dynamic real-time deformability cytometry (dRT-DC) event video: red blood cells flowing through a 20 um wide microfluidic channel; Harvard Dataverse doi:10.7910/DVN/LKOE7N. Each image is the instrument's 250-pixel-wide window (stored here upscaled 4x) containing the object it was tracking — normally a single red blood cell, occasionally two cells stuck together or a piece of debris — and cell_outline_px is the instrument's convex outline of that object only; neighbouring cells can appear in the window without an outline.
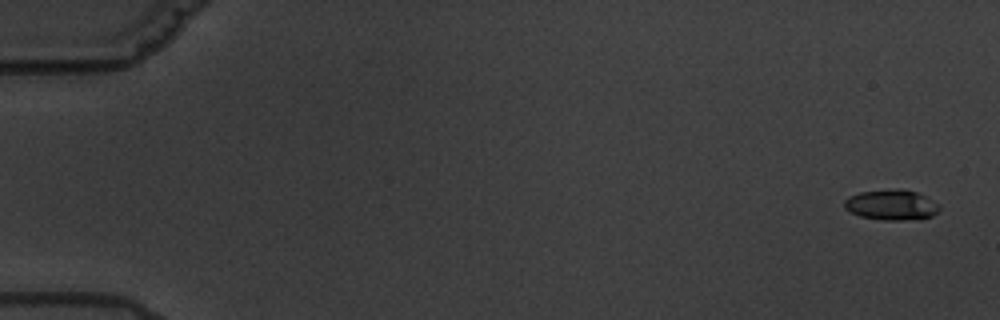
{"species": "common noctule bat (a hibernating species)", "species_latin": "Nyctalus noctula", "temperature_condition": "warm", "stored_images_in_passage": 7, "camera_frame_rate_fps": 3000, "um_per_image_px": 0.085, "animal": {"sex": "male", "body_mass_g": 19.5, "forearm_length_mm": 54.6}, "frame": {"image": 1, "passage_image": 1, "time_ms": 0.0, "image_size_px": [1000, 320], "cell_outline_px": [[940, 208], [932, 216], [920, 220], [884, 220], [860, 216], [844, 208], [844, 200], [848, 196], [860, 192], [916, 192], [940, 204]], "centroid_in_image_um": [75.78, 17.48], "position_along_channel_um": 9.2, "area_um2": 16.13}}
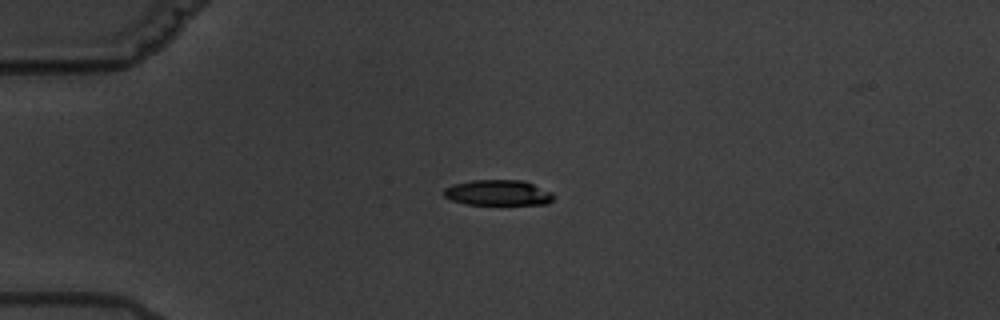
{"frame": {"image": 2, "passage_image": 5, "time_ms": 4.667, "image_size_px": [1000, 320], "cell_outline_px": [[552, 200], [548, 204], [468, 204], [452, 200], [444, 196], [444, 188], [452, 184], [472, 180], [524, 180], [552, 192]], "centroid_in_image_um": [42.32, 16.37], "position_along_channel_um": 42.7, "area_um2": 16.24}}